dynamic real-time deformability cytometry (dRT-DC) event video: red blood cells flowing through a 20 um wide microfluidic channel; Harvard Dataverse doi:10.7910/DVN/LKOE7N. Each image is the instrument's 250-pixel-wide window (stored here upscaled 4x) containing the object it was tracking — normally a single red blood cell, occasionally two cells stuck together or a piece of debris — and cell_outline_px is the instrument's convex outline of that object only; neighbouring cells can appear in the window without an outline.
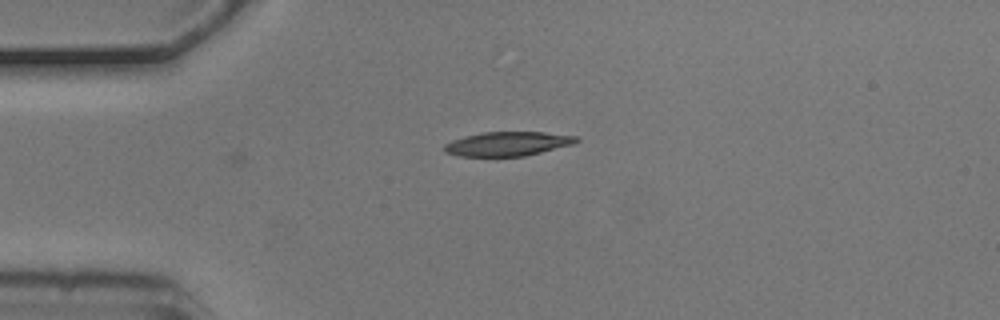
{"species": "common noctule bat (a hibernating species)", "species_latin": "Nyctalus noctula", "temperature_condition": "cold", "stored_images_in_passage": 11, "camera_frame_rate_fps": 3000, "um_per_image_px": 0.085, "animal": {"sex": "male", "body_mass_g": 20.5, "forearm_length_mm": 52.5}, "frame": {"image": 1, "passage_image": 1, "time_ms": 0.0, "image_size_px": [1000, 320], "cell_outline_px": [[580, 140], [572, 144], [524, 156], [460, 156], [444, 152], [444, 144], [452, 140], [464, 136], [484, 132], [544, 132], [576, 136]], "centroid_in_image_um": [43.12, 12.22], "position_along_channel_um": 41.9, "area_um2": 18.44}}
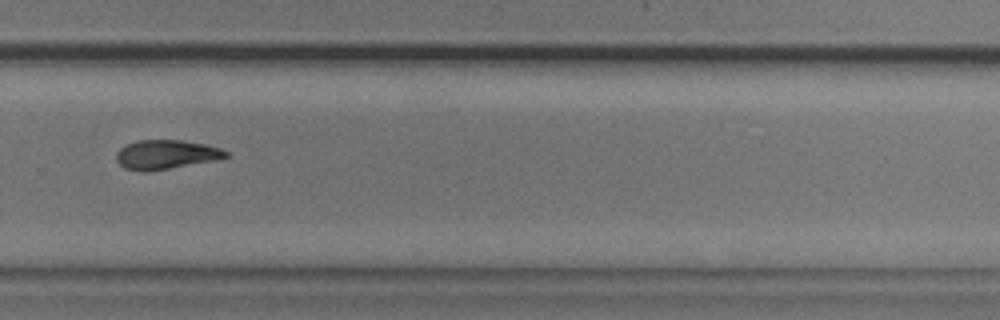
{"frame": {"image": 2, "passage_image": 8, "time_ms": 2.333, "image_size_px": [1000, 320], "cell_outline_px": [[228, 156], [148, 172], [140, 172], [124, 168], [116, 160], [116, 152], [120, 148], [136, 140], [180, 140], [204, 144], [220, 148], [228, 152]], "centroid_in_image_um": [14.01, 13.13], "position_along_channel_um": 315.8, "area_um2": 18.21}}
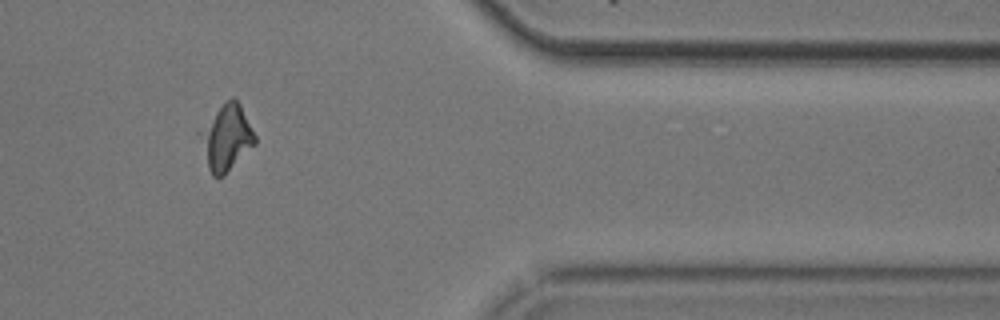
{"frame": {"image": 3, "passage_image": 10, "time_ms": 3.0, "image_size_px": [1000, 320], "cell_outline_px": [[256, 144], [224, 176], [212, 176], [208, 168], [196, 132], [232, 96], [240, 104], [256, 136]], "centroid_in_image_um": [19.22, 11.74], "position_along_channel_um": 392.2, "area_um2": 20.92}}